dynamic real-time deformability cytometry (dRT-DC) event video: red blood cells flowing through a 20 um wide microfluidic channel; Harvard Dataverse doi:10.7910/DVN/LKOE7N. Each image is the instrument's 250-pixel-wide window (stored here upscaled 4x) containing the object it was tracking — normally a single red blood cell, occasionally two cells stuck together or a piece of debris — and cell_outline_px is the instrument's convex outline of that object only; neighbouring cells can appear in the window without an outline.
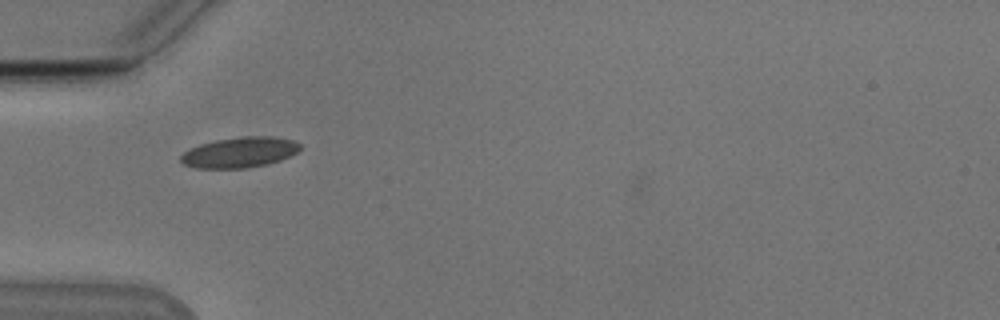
{"species": "Egyptian fruit bat (a non-hibernating species)", "species_latin": "Rousettus aegyptiacus", "temperature_condition": "cold", "stored_images_in_passage": 40, "camera_frame_rate_fps": 3000, "um_per_image_px": 0.085, "animal": {"sex": "male"}, "frame": {"image": 1, "passage_image": 4, "time_ms": 1.0, "image_size_px": [1000, 320], "cell_outline_px": [[300, 148], [296, 152], [280, 160], [268, 164], [248, 168], [196, 168], [184, 164], [180, 160], [180, 156], [184, 152], [200, 144], [216, 140], [244, 136], [272, 136], [292, 140], [300, 144]], "centroid_in_image_um": [20.36, 12.95], "position_along_channel_um": 64.6, "area_um2": 21.04}}
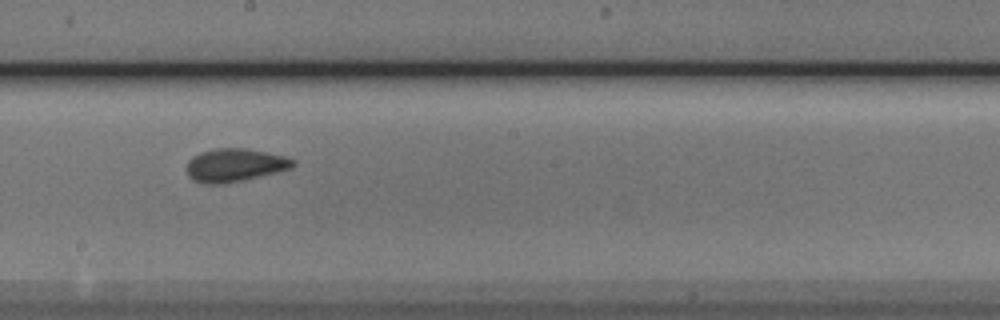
{"frame": {"image": 2, "passage_image": 17, "time_ms": 5.333, "image_size_px": [1000, 320], "cell_outline_px": [[296, 164], [292, 168], [244, 180], [224, 184], [204, 184], [192, 180], [188, 176], [188, 160], [192, 156], [200, 152], [216, 148], [248, 148], [288, 156], [296, 160]], "centroid_in_image_um": [19.99, 14.03], "position_along_channel_um": 228.2, "area_um2": 20.87}}
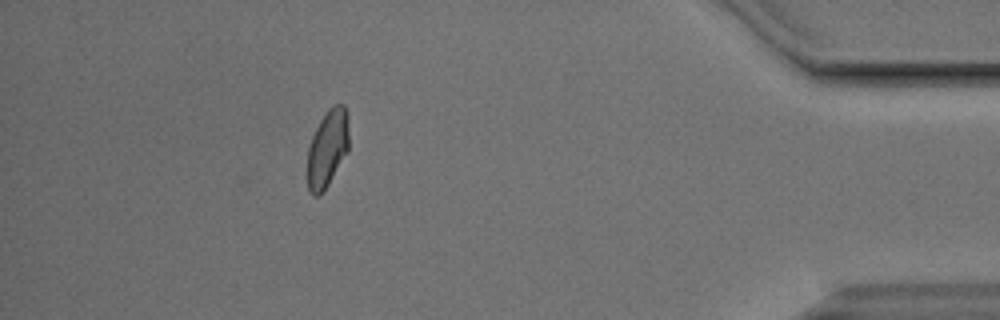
{"frame": {"image": 3, "passage_image": 35, "time_ms": 11.333, "image_size_px": [1000, 320], "cell_outline_px": [[348, 152], [328, 184], [320, 196], [312, 196], [308, 188], [308, 148], [312, 136], [320, 120], [328, 108], [336, 104], [344, 104], [348, 116]], "centroid_in_image_um": [27.84, 12.61], "position_along_channel_um": 407.4, "area_um2": 18.73}, "authors_computed_cell_mechanics": {"area_um2": 19.5075, "velocity_mm_per_s": 3.8116, "shape_relaxation_time_tau1_ms": 3.8389, "shape_relaxation_time_tau2_ms": 1.1155, "deformation_change_tau1": 0.097, "deformation_change_tau2": 0.0731}}